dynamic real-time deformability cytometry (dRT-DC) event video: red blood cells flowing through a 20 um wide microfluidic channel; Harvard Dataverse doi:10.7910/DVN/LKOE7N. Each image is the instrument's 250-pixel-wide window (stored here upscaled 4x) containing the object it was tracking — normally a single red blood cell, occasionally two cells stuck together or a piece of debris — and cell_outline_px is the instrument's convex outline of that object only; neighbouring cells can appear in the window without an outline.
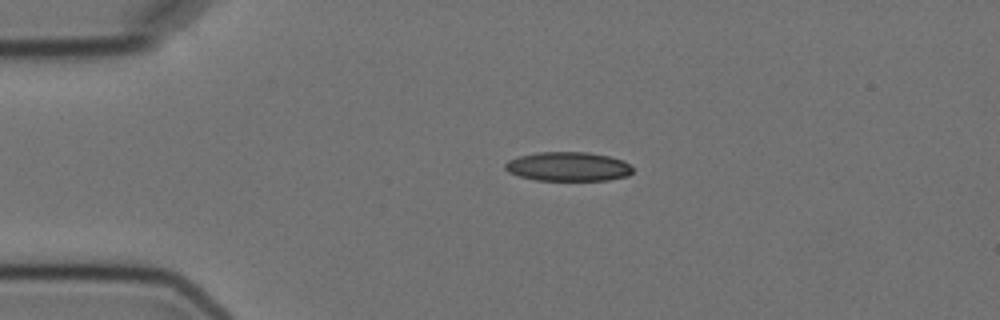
{"species": "Egyptian fruit bat (a non-hibernating species)", "species_latin": "Rousettus aegyptiacus", "temperature_condition": "cold", "stored_images_in_passage": 3, "camera_frame_rate_fps": 3000, "um_per_image_px": 0.085, "animal": {"sex": "female"}, "frame": {"image": 1, "passage_image": 1, "time_ms": 0.0, "image_size_px": [1000, 320], "cell_outline_px": [[632, 172], [628, 176], [608, 180], [536, 180], [520, 176], [508, 172], [504, 168], [504, 164], [508, 160], [520, 156], [536, 152], [588, 152], [608, 156], [624, 160], [632, 168]], "centroid_in_image_um": [48.28, 14.15], "position_along_channel_um": 36.7, "area_um2": 21.68}}
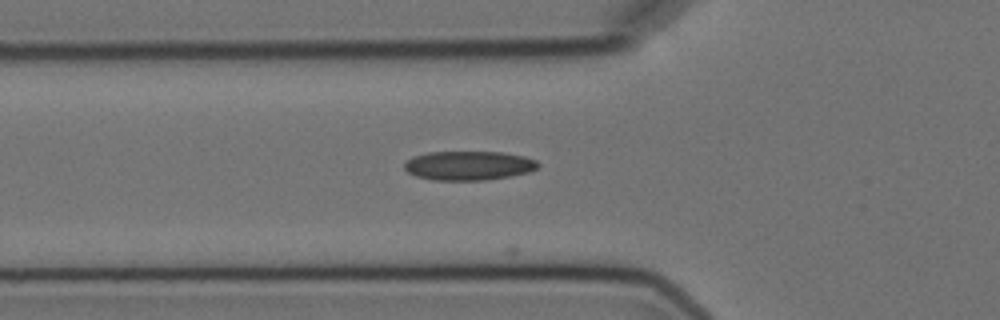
{"frame": {"image": 2, "passage_image": 3, "time_ms": 2.333, "image_size_px": [1000, 320], "cell_outline_px": [[540, 164], [536, 168], [528, 172], [508, 176], [484, 180], [432, 180], [416, 176], [408, 172], [404, 168], [404, 164], [412, 156], [428, 152], [504, 152], [524, 156], [536, 160]], "centroid_in_image_um": [39.82, 14.07], "position_along_channel_um": 86.0, "area_um2": 22.66}}